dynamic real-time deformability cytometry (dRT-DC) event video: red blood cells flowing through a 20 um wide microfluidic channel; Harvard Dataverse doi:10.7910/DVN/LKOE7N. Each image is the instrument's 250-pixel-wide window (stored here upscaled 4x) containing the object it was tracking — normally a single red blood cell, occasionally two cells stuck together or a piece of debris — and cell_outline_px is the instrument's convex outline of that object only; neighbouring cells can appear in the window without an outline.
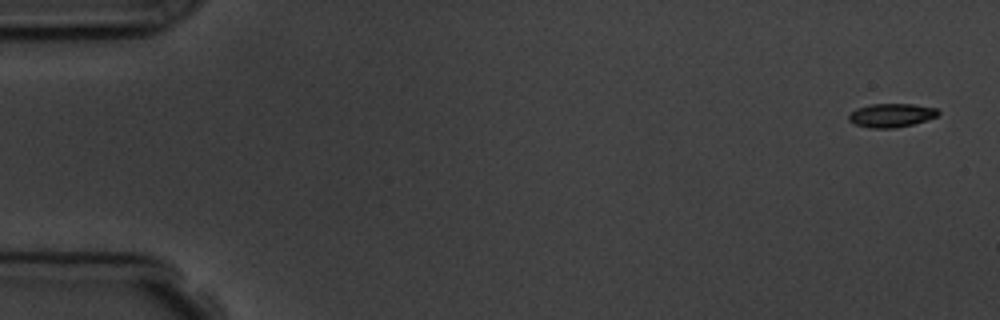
{"species": "common noctule bat (a hibernating species)", "species_latin": "Nyctalus noctula", "temperature_condition": "room temperature", "stored_images_in_passage": 5, "camera_frame_rate_fps": 3000, "um_per_image_px": 0.085, "animal": {"sex": "male", "body_mass_g": 19.5, "forearm_length_mm": 54.6}, "frame": {"image": 1, "passage_image": 1, "time_ms": 0.0, "image_size_px": [1000, 320], "cell_outline_px": [[940, 112], [936, 116], [912, 124], [892, 128], [868, 128], [856, 124], [848, 120], [848, 116], [856, 108], [872, 104], [912, 104], [936, 108]], "centroid_in_image_um": [75.73, 9.79], "position_along_channel_um": 9.3, "area_um2": 12.14}}
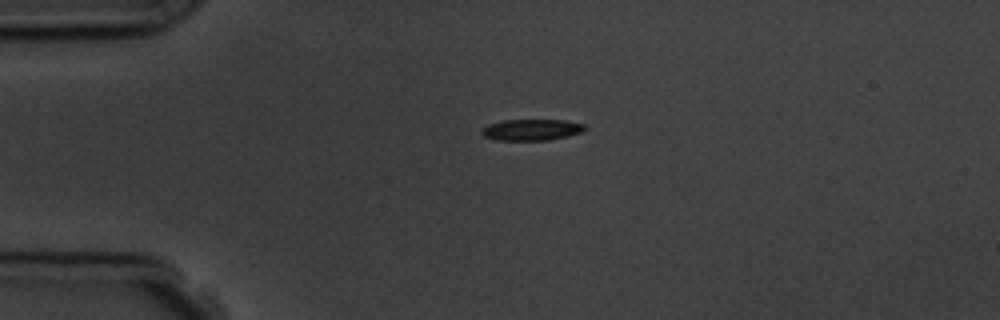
{"frame": {"image": 2, "passage_image": 4, "time_ms": 3.667, "image_size_px": [1000, 320], "cell_outline_px": [[588, 128], [580, 132], [568, 136], [548, 140], [496, 140], [484, 136], [480, 132], [488, 124], [504, 120], [564, 120], [584, 124]], "centroid_in_image_um": [45.19, 11.03], "position_along_channel_um": 39.8, "area_um2": 12.72}}